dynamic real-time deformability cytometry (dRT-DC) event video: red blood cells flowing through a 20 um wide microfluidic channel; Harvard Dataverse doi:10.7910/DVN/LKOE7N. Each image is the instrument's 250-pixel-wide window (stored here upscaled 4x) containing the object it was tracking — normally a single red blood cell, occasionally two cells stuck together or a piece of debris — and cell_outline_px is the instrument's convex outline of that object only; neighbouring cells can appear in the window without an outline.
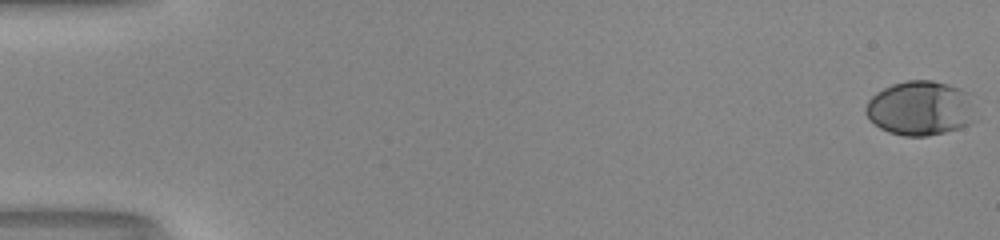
{"species": "human", "species_latin": "Homo sapiens", "temperature_condition": "room temperature", "stored_images_in_passage": 53, "camera_frame_rate_fps": 3000, "um_per_image_px": 0.085, "donor": {"sex": "male"}, "frame": {"image": 1, "passage_image": 1, "time_ms": 0.0, "image_size_px": [1000, 240], "cell_outline_px": [[976, 120], [960, 128], [928, 136], [904, 136], [888, 132], [880, 128], [864, 112], [864, 108], [868, 100], [876, 92], [892, 84], [908, 80], [932, 80], [948, 84], [960, 88], [968, 92]], "centroid_in_image_um": [78.22, 9.2], "position_along_channel_um": 6.8, "area_um2": 34.97}}
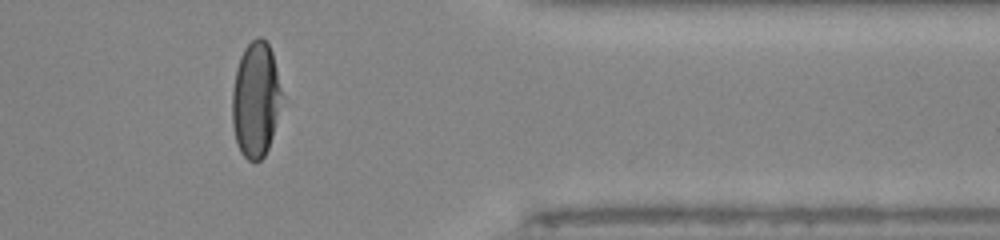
{"frame": {"image": 2, "passage_image": 44, "time_ms": 14.333, "image_size_px": [1000, 240], "cell_outline_px": [[280, 96], [272, 136], [268, 148], [264, 156], [256, 164], [248, 160], [240, 152], [236, 140], [232, 124], [232, 92], [236, 68], [240, 56], [244, 48], [256, 36], [260, 36], [268, 44], [272, 52], [276, 68], [280, 88]], "centroid_in_image_um": [21.69, 8.47], "position_along_channel_um": 389.7, "area_um2": 32.89}}
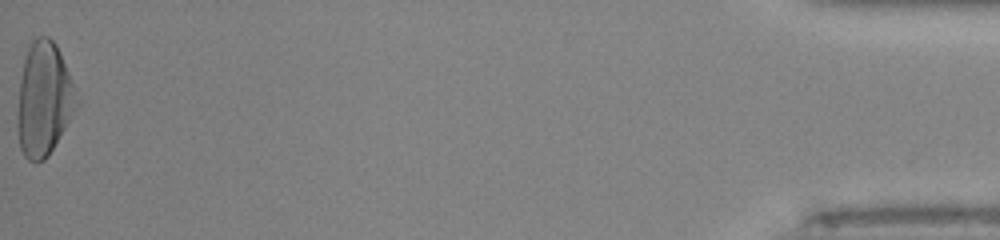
{"frame": {"image": 3, "passage_image": 53, "time_ms": 17.333, "image_size_px": [1000, 240], "cell_outline_px": [[80, 104], [48, 156], [44, 160], [36, 164], [28, 160], [24, 156], [20, 148], [16, 124], [16, 120], [20, 80], [24, 60], [28, 48], [32, 40], [36, 36], [48, 36], [56, 44], [60, 52], [80, 100]], "centroid_in_image_um": [3.73, 8.47], "position_along_channel_um": 431.5, "area_um2": 39.59}, "authors_computed_cell_mechanics": {"area_um2": 34.68, "velocity_mm_per_s": 4.1332, "shape_relaxation_time_tau1_ms": 3.88, "shape_relaxation_time_tau2_ms": null, "deformation_change_tau1": 0.2257, "deformation_change_tau2": null}}